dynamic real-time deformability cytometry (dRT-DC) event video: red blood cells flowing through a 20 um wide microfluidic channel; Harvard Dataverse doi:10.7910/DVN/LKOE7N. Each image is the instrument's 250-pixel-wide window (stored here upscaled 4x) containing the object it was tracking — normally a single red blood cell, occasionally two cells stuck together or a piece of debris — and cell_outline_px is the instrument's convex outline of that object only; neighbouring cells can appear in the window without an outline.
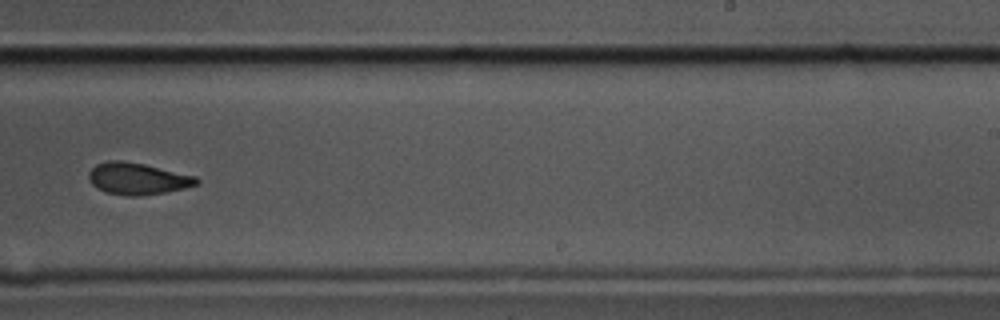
{"species": "common noctule bat (a hibernating species)", "species_latin": "Nyctalus noctula", "temperature_condition": "cold", "stored_images_in_passage": 9, "camera_frame_rate_fps": 3000, "um_per_image_px": 0.085, "animal": {"sex": "male", "body_mass_g": 17.5, "forearm_length_mm": 52.3}, "frame": {"image": 1, "passage_image": 9, "time_ms": 2.667, "image_size_px": [1000, 320], "cell_outline_px": [[200, 180], [196, 184], [184, 188], [164, 192], [136, 196], [124, 196], [104, 192], [92, 184], [88, 180], [88, 172], [96, 164], [108, 160], [120, 160], [144, 164], [196, 176]], "centroid_in_image_um": [11.64, 15.18], "position_along_channel_um": 277.4, "area_um2": 19.94}}